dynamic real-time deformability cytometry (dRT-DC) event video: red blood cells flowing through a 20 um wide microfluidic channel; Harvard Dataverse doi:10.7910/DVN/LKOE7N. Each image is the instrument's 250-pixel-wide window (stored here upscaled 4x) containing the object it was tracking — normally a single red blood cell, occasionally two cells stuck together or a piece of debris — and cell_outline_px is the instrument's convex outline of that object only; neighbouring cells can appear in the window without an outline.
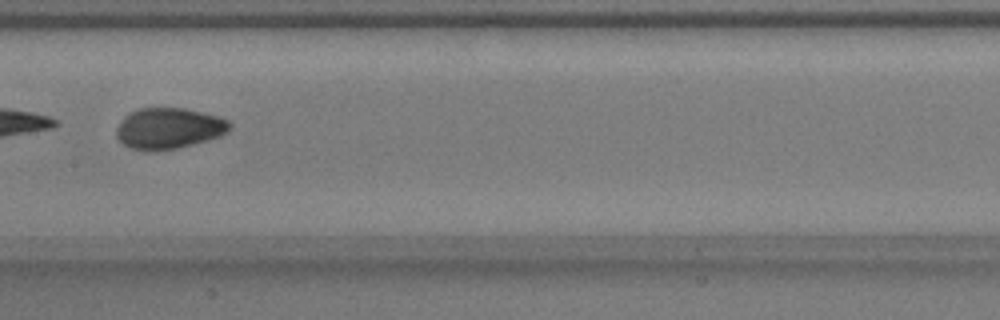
{"species": "common noctule bat (a hibernating species)", "species_latin": "Nyctalus noctula", "temperature_condition": "warm", "stored_images_in_passage": 24, "camera_frame_rate_fps": 3000, "um_per_image_px": 0.085, "animal": {"sex": "male", "body_mass_g": 17.9}, "frame": {"image": 1, "passage_image": 11, "time_ms": 3.333, "image_size_px": [1000, 320], "cell_outline_px": [[232, 128], [220, 136], [192, 144], [176, 148], [144, 152], [132, 148], [124, 144], [116, 136], [116, 128], [124, 116], [128, 112], [136, 108], [184, 108], [216, 116], [228, 120], [232, 124]], "centroid_in_image_um": [14.31, 10.9], "position_along_channel_um": 193.1, "area_um2": 27.05}}